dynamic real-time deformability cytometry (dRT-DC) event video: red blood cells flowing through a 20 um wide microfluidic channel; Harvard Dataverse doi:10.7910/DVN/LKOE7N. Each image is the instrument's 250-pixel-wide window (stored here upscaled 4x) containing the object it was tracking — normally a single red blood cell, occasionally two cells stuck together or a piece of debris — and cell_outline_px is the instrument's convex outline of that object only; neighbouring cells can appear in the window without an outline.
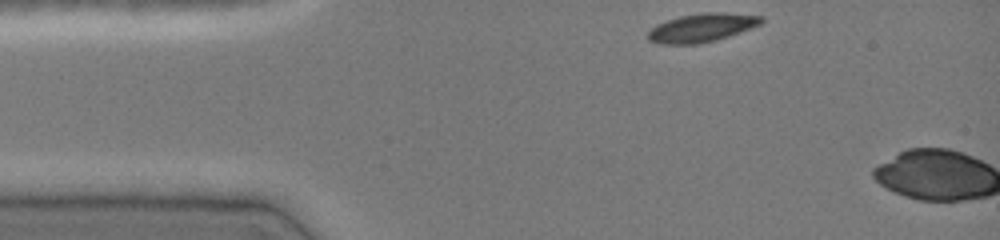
{"species": "common noctule bat (a hibernating species)", "species_latin": "Nyctalus noctula", "temperature_condition": "cold", "stored_images_in_passage": 3, "camera_frame_rate_fps": 3000, "um_per_image_px": 0.085, "animal": {"sex": "female", "body_mass_g": 19.0, "forearm_length_mm": 51.5}, "frame": {"image": 1, "passage_image": 1, "time_ms": 0.0, "image_size_px": [1000, 240], "cell_outline_px": [[764, 20], [760, 24], [728, 36], [716, 40], [696, 44], [660, 44], [648, 40], [648, 32], [656, 24], [680, 16], [700, 12], [724, 12], [764, 16]], "centroid_in_image_um": [59.64, 2.34], "position_along_channel_um": 25.4, "area_um2": 18.79}}